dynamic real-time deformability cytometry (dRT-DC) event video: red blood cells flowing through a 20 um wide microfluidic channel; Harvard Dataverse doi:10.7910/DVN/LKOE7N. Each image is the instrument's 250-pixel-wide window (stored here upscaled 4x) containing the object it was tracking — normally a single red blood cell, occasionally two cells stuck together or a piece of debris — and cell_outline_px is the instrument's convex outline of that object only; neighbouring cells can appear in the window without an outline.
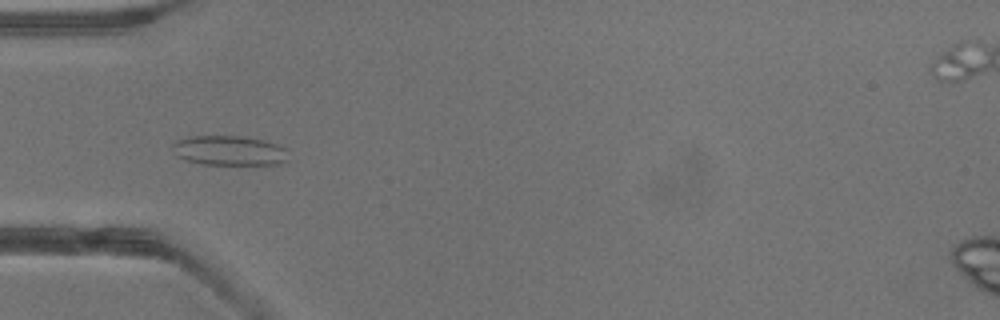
{"species": "common noctule bat (a hibernating species)", "species_latin": "Nyctalus noctula", "temperature_condition": "warm", "stored_images_in_passage": 4, "camera_frame_rate_fps": 3000, "um_per_image_px": 0.085, "animal": {"sex": "male", "body_mass_g": 13.3}, "frame": {"image": 1, "passage_image": 3, "time_ms": 0.667, "image_size_px": [1000, 320], "cell_outline_px": [[288, 160], [280, 164], [204, 164], [188, 160], [176, 156], [172, 144], [176, 140], [192, 136], [244, 136], [264, 140], [288, 148]], "centroid_in_image_um": [19.54, 12.79], "position_along_channel_um": 65.5, "area_um2": 20.11}}